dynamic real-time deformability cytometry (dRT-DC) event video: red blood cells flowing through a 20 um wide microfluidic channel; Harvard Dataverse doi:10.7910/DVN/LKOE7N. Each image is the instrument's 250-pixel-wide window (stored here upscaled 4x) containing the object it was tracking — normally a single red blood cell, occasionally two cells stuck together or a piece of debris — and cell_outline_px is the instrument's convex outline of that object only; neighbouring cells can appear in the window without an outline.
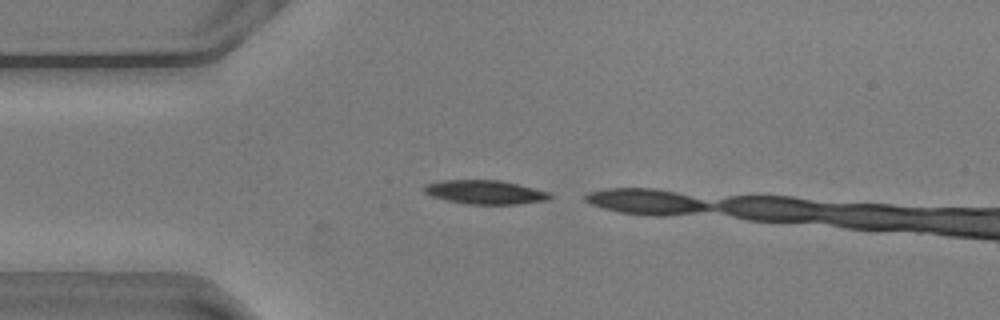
{"species": "common noctule bat (a hibernating species)", "species_latin": "Nyctalus noctula", "temperature_condition": "warm", "stored_images_in_passage": 4, "camera_frame_rate_fps": 3000, "um_per_image_px": 0.085, "animal": {"sex": "male", "body_mass_g": 20.5, "forearm_length_mm": 52.5}, "frame": {"image": 1, "passage_image": 2, "time_ms": 0.333, "image_size_px": [1000, 320], "cell_outline_px": [[552, 196], [548, 200], [516, 204], [468, 204], [448, 200], [432, 196], [424, 192], [424, 184], [440, 180], [500, 180], [548, 192]], "centroid_in_image_um": [41.19, 16.33], "position_along_channel_um": 43.8, "area_um2": 17.28}}